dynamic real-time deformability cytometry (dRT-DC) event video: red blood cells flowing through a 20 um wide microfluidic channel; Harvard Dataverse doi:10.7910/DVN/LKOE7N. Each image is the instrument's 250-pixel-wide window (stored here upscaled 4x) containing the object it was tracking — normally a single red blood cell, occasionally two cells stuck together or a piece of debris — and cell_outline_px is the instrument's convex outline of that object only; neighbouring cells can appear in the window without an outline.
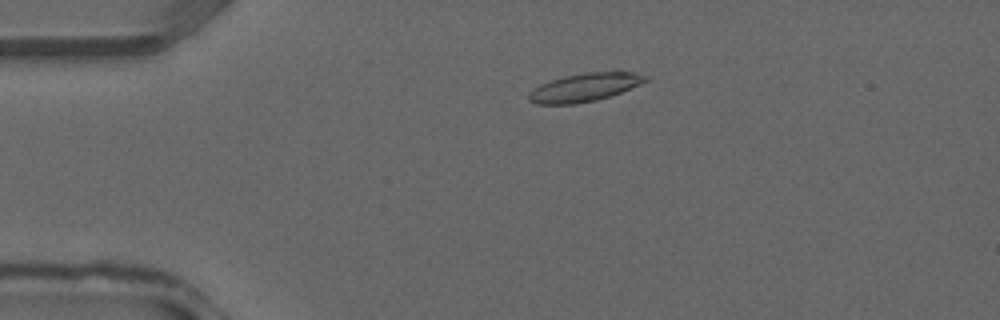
{"species": "common noctule bat (a hibernating species)", "species_latin": "Nyctalus noctula", "temperature_condition": "warm", "stored_images_in_passage": 10, "camera_frame_rate_fps": 3000, "um_per_image_px": 0.085, "animal": {"sex": "male", "forearm_length_mm": 52.5}, "frame": {"image": 1, "passage_image": 4, "time_ms": 1.0, "image_size_px": [1000, 320], "cell_outline_px": [[648, 80], [640, 84], [620, 92], [596, 100], [576, 104], [536, 104], [528, 100], [528, 96], [540, 84], [564, 76], [588, 72], [632, 72], [648, 76]], "centroid_in_image_um": [49.69, 7.43], "position_along_channel_um": 35.3, "area_um2": 18.84}}
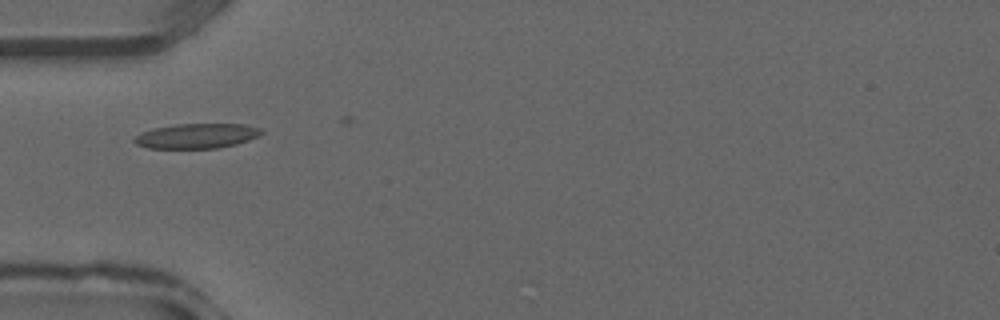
{"frame": {"image": 2, "passage_image": 8, "time_ms": 2.333, "image_size_px": [1000, 320], "cell_outline_px": [[264, 132], [260, 136], [236, 144], [216, 148], [148, 148], [136, 144], [132, 140], [136, 136], [152, 128], [176, 124], [244, 124], [260, 128]], "centroid_in_image_um": [16.74, 11.55], "position_along_channel_um": 68.3, "area_um2": 18.38}}